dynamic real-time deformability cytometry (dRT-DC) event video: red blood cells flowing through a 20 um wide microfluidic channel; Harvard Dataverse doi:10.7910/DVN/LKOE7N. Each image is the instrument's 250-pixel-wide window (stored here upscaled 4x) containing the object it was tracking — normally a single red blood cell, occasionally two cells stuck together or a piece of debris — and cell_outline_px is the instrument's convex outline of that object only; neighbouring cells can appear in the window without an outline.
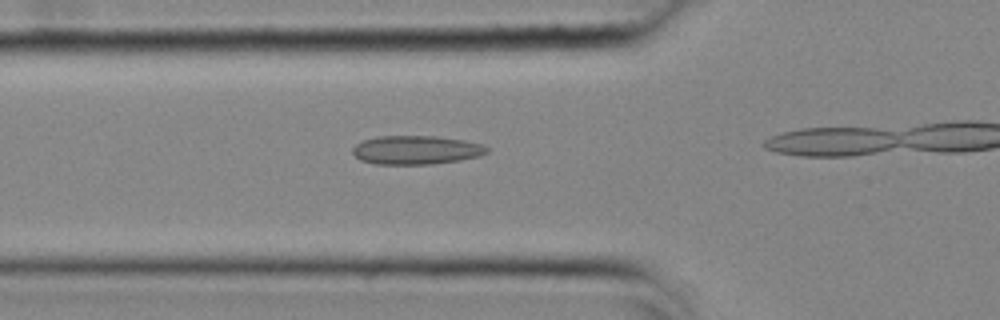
{"species": "common noctule bat (a hibernating species)", "species_latin": "Nyctalus noctula", "temperature_condition": "cold", "stored_images_in_passage": 17, "camera_frame_rate_fps": 3000, "um_per_image_px": 0.085, "animal": {"sex": "female", "body_mass_g": 25.1}, "frame": {"image": 1, "passage_image": 12, "time_ms": 3.667, "image_size_px": [1000, 320], "cell_outline_px": [[488, 152], [480, 156], [460, 160], [432, 164], [376, 164], [360, 160], [352, 152], [352, 148], [356, 144], [364, 140], [376, 136], [436, 136], [464, 140], [484, 144], [488, 148]], "centroid_in_image_um": [35.39, 12.74], "position_along_channel_um": 90.4, "area_um2": 22.6}}
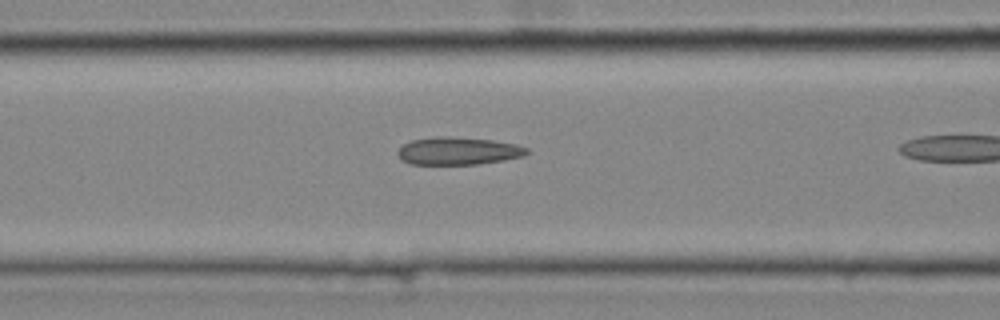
{"frame": {"image": 2, "passage_image": 15, "time_ms": 4.667, "image_size_px": [1000, 320], "cell_outline_px": [[528, 152], [524, 156], [504, 160], [480, 164], [412, 164], [404, 160], [396, 152], [404, 144], [412, 140], [432, 136], [448, 136], [492, 140], [516, 144], [528, 148]], "centroid_in_image_um": [38.97, 12.82], "position_along_channel_um": 127.6, "area_um2": 20.75}}